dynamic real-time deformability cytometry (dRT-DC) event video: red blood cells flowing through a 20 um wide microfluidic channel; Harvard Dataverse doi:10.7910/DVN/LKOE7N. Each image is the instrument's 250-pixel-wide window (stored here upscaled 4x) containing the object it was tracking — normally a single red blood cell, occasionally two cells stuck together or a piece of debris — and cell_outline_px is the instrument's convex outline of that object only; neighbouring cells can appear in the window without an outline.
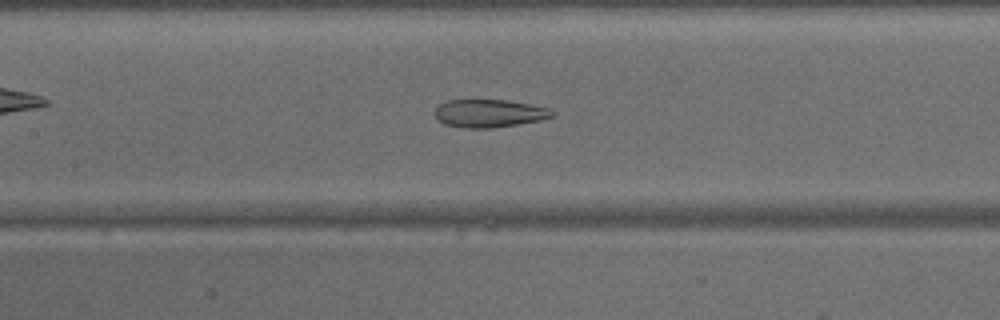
{"species": "common noctule bat (a hibernating species)", "species_latin": "Nyctalus noctula", "temperature_condition": "warm", "stored_images_in_passage": 35, "camera_frame_rate_fps": 3000, "um_per_image_px": 0.085, "animal": {"sex": "male", "body_mass_g": 15.6}, "frame": {"image": 1, "passage_image": 9, "time_ms": 2.667, "image_size_px": [1000, 320], "cell_outline_px": [[556, 112], [552, 116], [540, 120], [492, 128], [464, 128], [444, 124], [436, 120], [436, 108], [440, 104], [448, 100], [508, 100], [552, 108]], "centroid_in_image_um": [41.6, 9.63], "position_along_channel_um": 165.8, "area_um2": 19.13}}
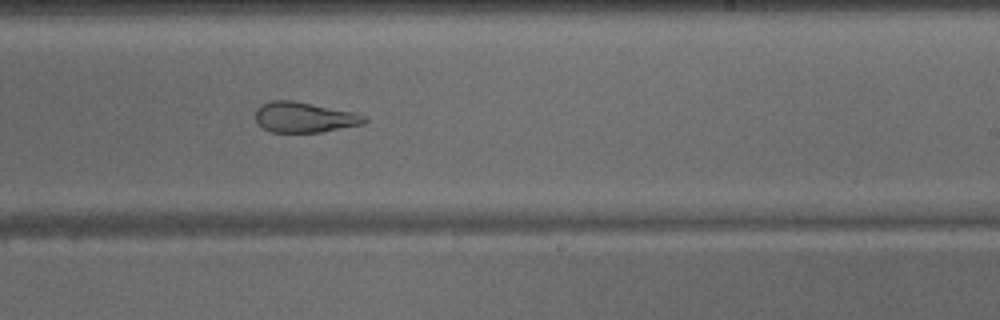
{"frame": {"image": 2, "passage_image": 16, "time_ms": 5.0, "image_size_px": [1000, 320], "cell_outline_px": [[368, 120], [364, 124], [320, 132], [272, 132], [264, 128], [256, 120], [256, 108], [260, 104], [272, 100], [292, 100], [356, 112], [364, 116]], "centroid_in_image_um": [25.88, 9.96], "position_along_channel_um": 263.1, "area_um2": 19.31}}
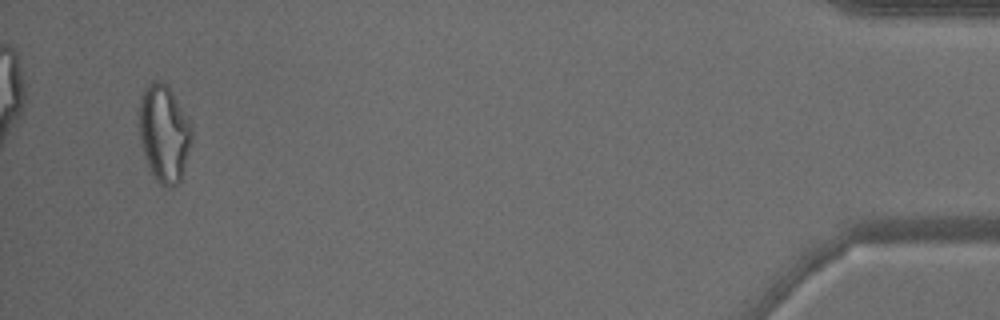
{"frame": {"image": 3, "passage_image": 33, "time_ms": 10.667, "image_size_px": [1000, 320], "cell_outline_px": [[192, 140], [184, 172], [180, 180], [176, 184], [160, 184], [156, 180], [144, 156], [140, 136], [136, 108], [144, 88], [152, 80], [160, 80], [168, 84], [188, 120], [192, 128]], "centroid_in_image_um": [13.92, 11.26], "position_along_channel_um": 421.3, "area_um2": 30.0}}